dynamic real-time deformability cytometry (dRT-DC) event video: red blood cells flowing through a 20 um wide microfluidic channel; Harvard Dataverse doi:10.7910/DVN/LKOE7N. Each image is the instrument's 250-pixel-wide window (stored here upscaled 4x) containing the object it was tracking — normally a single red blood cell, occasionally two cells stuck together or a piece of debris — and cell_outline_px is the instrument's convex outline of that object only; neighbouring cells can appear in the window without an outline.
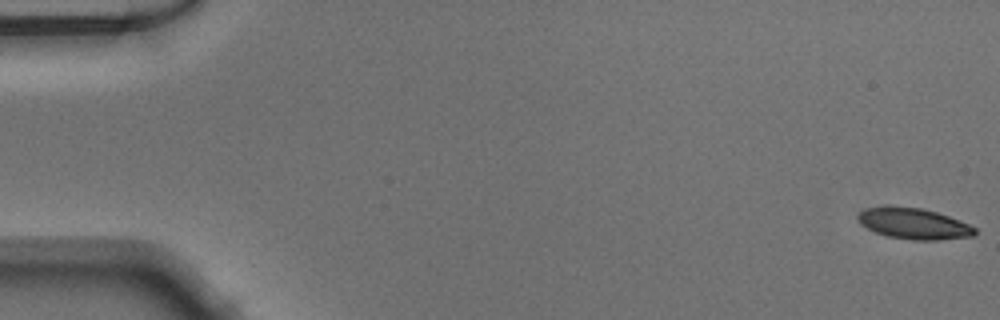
{"species": "Egyptian fruit bat (a non-hibernating species)", "species_latin": "Rousettus aegyptiacus", "temperature_condition": "warm", "stored_images_in_passage": 51, "camera_frame_rate_fps": 3000, "um_per_image_px": 0.085, "animal": {"sex": "male"}, "frame": {"image": 1, "passage_image": 1, "time_ms": 0.0, "image_size_px": [1000, 320], "cell_outline_px": [[976, 232], [972, 236], [936, 240], [912, 240], [888, 236], [876, 232], [860, 224], [856, 216], [860, 212], [868, 208], [920, 208], [936, 212], [960, 220], [976, 228]], "centroid_in_image_um": [77.7, 19.04], "position_along_channel_um": 7.3, "area_um2": 20.46}}
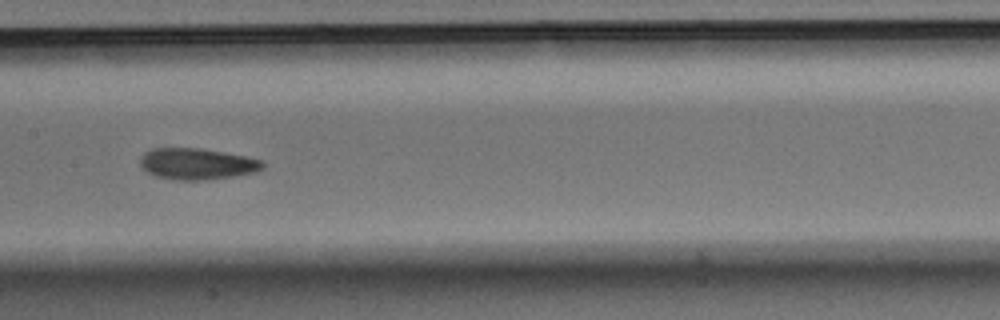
{"frame": {"image": 2, "passage_image": 26, "time_ms": 8.333, "image_size_px": [1000, 320], "cell_outline_px": [[264, 168], [256, 172], [232, 176], [204, 180], [172, 180], [156, 176], [148, 172], [140, 164], [140, 156], [144, 152], [152, 148], [200, 148], [224, 152], [264, 160]], "centroid_in_image_um": [16.74, 13.92], "position_along_channel_um": 190.7, "area_um2": 22.43}}
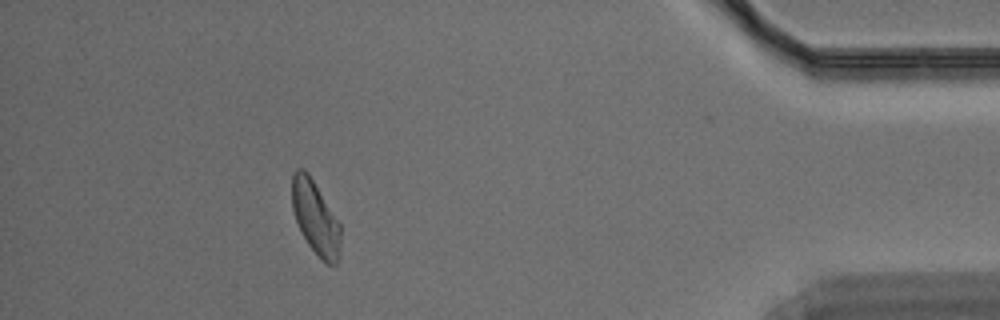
{"frame": {"image": 3, "passage_image": 46, "time_ms": 15.0, "image_size_px": [1000, 320], "cell_outline_px": [[340, 256], [336, 264], [332, 268], [308, 244], [296, 220], [292, 208], [292, 172], [296, 168], [304, 168], [308, 172], [340, 224]], "centroid_in_image_um": [26.81, 18.48], "position_along_channel_um": 408.4, "area_um2": 20.58}}